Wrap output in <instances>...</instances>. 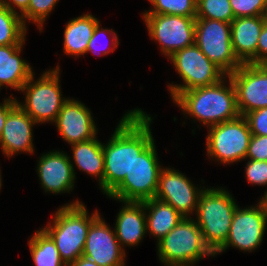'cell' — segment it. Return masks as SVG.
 Segmentation results:
<instances>
[{
  "mask_svg": "<svg viewBox=\"0 0 267 266\" xmlns=\"http://www.w3.org/2000/svg\"><path fill=\"white\" fill-rule=\"evenodd\" d=\"M37 166L45 192L61 194L73 190L76 173L70 157L65 152L53 150L42 154Z\"/></svg>",
  "mask_w": 267,
  "mask_h": 266,
  "instance_id": "e0dca14e",
  "label": "cell"
},
{
  "mask_svg": "<svg viewBox=\"0 0 267 266\" xmlns=\"http://www.w3.org/2000/svg\"><path fill=\"white\" fill-rule=\"evenodd\" d=\"M151 121L142 109L130 110L122 117L108 143L102 144L104 194L108 195L125 178L136 157L154 141Z\"/></svg>",
  "mask_w": 267,
  "mask_h": 266,
  "instance_id": "6da1fadb",
  "label": "cell"
},
{
  "mask_svg": "<svg viewBox=\"0 0 267 266\" xmlns=\"http://www.w3.org/2000/svg\"><path fill=\"white\" fill-rule=\"evenodd\" d=\"M157 247L159 260L167 266H193L205 256H215L191 217H184Z\"/></svg>",
  "mask_w": 267,
  "mask_h": 266,
  "instance_id": "5b68a950",
  "label": "cell"
},
{
  "mask_svg": "<svg viewBox=\"0 0 267 266\" xmlns=\"http://www.w3.org/2000/svg\"><path fill=\"white\" fill-rule=\"evenodd\" d=\"M153 9L144 14H166L196 17L197 0H148Z\"/></svg>",
  "mask_w": 267,
  "mask_h": 266,
  "instance_id": "4316f807",
  "label": "cell"
},
{
  "mask_svg": "<svg viewBox=\"0 0 267 266\" xmlns=\"http://www.w3.org/2000/svg\"><path fill=\"white\" fill-rule=\"evenodd\" d=\"M60 67L45 73L34 80V73L22 86L25 102H16L37 124L55 122L59 111L69 98H63L59 83Z\"/></svg>",
  "mask_w": 267,
  "mask_h": 266,
  "instance_id": "8992f818",
  "label": "cell"
},
{
  "mask_svg": "<svg viewBox=\"0 0 267 266\" xmlns=\"http://www.w3.org/2000/svg\"><path fill=\"white\" fill-rule=\"evenodd\" d=\"M252 134L244 116L209 127L206 137L208 157L223 164L245 159Z\"/></svg>",
  "mask_w": 267,
  "mask_h": 266,
  "instance_id": "30bf717a",
  "label": "cell"
},
{
  "mask_svg": "<svg viewBox=\"0 0 267 266\" xmlns=\"http://www.w3.org/2000/svg\"><path fill=\"white\" fill-rule=\"evenodd\" d=\"M248 160L245 169L247 181L250 184L267 185V161Z\"/></svg>",
  "mask_w": 267,
  "mask_h": 266,
  "instance_id": "1f68e13d",
  "label": "cell"
},
{
  "mask_svg": "<svg viewBox=\"0 0 267 266\" xmlns=\"http://www.w3.org/2000/svg\"><path fill=\"white\" fill-rule=\"evenodd\" d=\"M98 215V210L88 215L86 206L76 200L61 206L52 216L53 222L42 228L53 239L66 266L82 256L91 222Z\"/></svg>",
  "mask_w": 267,
  "mask_h": 266,
  "instance_id": "3957f363",
  "label": "cell"
},
{
  "mask_svg": "<svg viewBox=\"0 0 267 266\" xmlns=\"http://www.w3.org/2000/svg\"><path fill=\"white\" fill-rule=\"evenodd\" d=\"M58 2L59 0H30L27 9L21 14L24 25L26 26V21L35 22L39 31L42 32L45 19Z\"/></svg>",
  "mask_w": 267,
  "mask_h": 266,
  "instance_id": "f1b7e54d",
  "label": "cell"
},
{
  "mask_svg": "<svg viewBox=\"0 0 267 266\" xmlns=\"http://www.w3.org/2000/svg\"><path fill=\"white\" fill-rule=\"evenodd\" d=\"M259 201L262 203V205L265 207L267 211V191L265 192L264 196Z\"/></svg>",
  "mask_w": 267,
  "mask_h": 266,
  "instance_id": "f35d334b",
  "label": "cell"
},
{
  "mask_svg": "<svg viewBox=\"0 0 267 266\" xmlns=\"http://www.w3.org/2000/svg\"><path fill=\"white\" fill-rule=\"evenodd\" d=\"M227 79L228 86L224 83L227 80L223 78L214 85L184 91L174 102L183 110L184 115L196 118L207 127L233 120L240 114L234 85L229 76Z\"/></svg>",
  "mask_w": 267,
  "mask_h": 266,
  "instance_id": "7a4b0ae2",
  "label": "cell"
},
{
  "mask_svg": "<svg viewBox=\"0 0 267 266\" xmlns=\"http://www.w3.org/2000/svg\"><path fill=\"white\" fill-rule=\"evenodd\" d=\"M124 206L118 213L115 234L121 248L136 246L147 234L146 214L144 203L135 201H122Z\"/></svg>",
  "mask_w": 267,
  "mask_h": 266,
  "instance_id": "ffe728a7",
  "label": "cell"
},
{
  "mask_svg": "<svg viewBox=\"0 0 267 266\" xmlns=\"http://www.w3.org/2000/svg\"><path fill=\"white\" fill-rule=\"evenodd\" d=\"M37 123L16 104L8 113L0 136L3 154L11 157L17 152L34 153L32 127Z\"/></svg>",
  "mask_w": 267,
  "mask_h": 266,
  "instance_id": "ac0fdd59",
  "label": "cell"
},
{
  "mask_svg": "<svg viewBox=\"0 0 267 266\" xmlns=\"http://www.w3.org/2000/svg\"><path fill=\"white\" fill-rule=\"evenodd\" d=\"M228 76L235 88L241 116L267 107V65L242 64Z\"/></svg>",
  "mask_w": 267,
  "mask_h": 266,
  "instance_id": "4fadbf2b",
  "label": "cell"
},
{
  "mask_svg": "<svg viewBox=\"0 0 267 266\" xmlns=\"http://www.w3.org/2000/svg\"><path fill=\"white\" fill-rule=\"evenodd\" d=\"M146 215L147 232L157 238L159 242L166 236L184 217L177 210L163 201L152 198L143 201Z\"/></svg>",
  "mask_w": 267,
  "mask_h": 266,
  "instance_id": "603a6c76",
  "label": "cell"
},
{
  "mask_svg": "<svg viewBox=\"0 0 267 266\" xmlns=\"http://www.w3.org/2000/svg\"><path fill=\"white\" fill-rule=\"evenodd\" d=\"M98 23L99 20L89 13L67 22L64 30L65 54L77 57L86 54L88 42Z\"/></svg>",
  "mask_w": 267,
  "mask_h": 266,
  "instance_id": "7402d4cb",
  "label": "cell"
},
{
  "mask_svg": "<svg viewBox=\"0 0 267 266\" xmlns=\"http://www.w3.org/2000/svg\"><path fill=\"white\" fill-rule=\"evenodd\" d=\"M257 64L267 65V18L265 16L257 43Z\"/></svg>",
  "mask_w": 267,
  "mask_h": 266,
  "instance_id": "e575fe53",
  "label": "cell"
},
{
  "mask_svg": "<svg viewBox=\"0 0 267 266\" xmlns=\"http://www.w3.org/2000/svg\"><path fill=\"white\" fill-rule=\"evenodd\" d=\"M264 16L240 17L231 22V42L234 54L242 64H257V43Z\"/></svg>",
  "mask_w": 267,
  "mask_h": 266,
  "instance_id": "d6986e66",
  "label": "cell"
},
{
  "mask_svg": "<svg viewBox=\"0 0 267 266\" xmlns=\"http://www.w3.org/2000/svg\"><path fill=\"white\" fill-rule=\"evenodd\" d=\"M203 189V190H202ZM186 175L172 168H162L155 198L173 206L182 217L196 211L201 193Z\"/></svg>",
  "mask_w": 267,
  "mask_h": 266,
  "instance_id": "5bb4252c",
  "label": "cell"
},
{
  "mask_svg": "<svg viewBox=\"0 0 267 266\" xmlns=\"http://www.w3.org/2000/svg\"><path fill=\"white\" fill-rule=\"evenodd\" d=\"M26 30L19 12L11 11L0 1V45L24 44Z\"/></svg>",
  "mask_w": 267,
  "mask_h": 266,
  "instance_id": "484cf974",
  "label": "cell"
},
{
  "mask_svg": "<svg viewBox=\"0 0 267 266\" xmlns=\"http://www.w3.org/2000/svg\"><path fill=\"white\" fill-rule=\"evenodd\" d=\"M16 97H9L4 100L3 104L0 103V136L3 131V127L10 110L17 104Z\"/></svg>",
  "mask_w": 267,
  "mask_h": 266,
  "instance_id": "d590c367",
  "label": "cell"
},
{
  "mask_svg": "<svg viewBox=\"0 0 267 266\" xmlns=\"http://www.w3.org/2000/svg\"><path fill=\"white\" fill-rule=\"evenodd\" d=\"M267 224V211L259 201L257 206L236 208L226 242L215 252H225L230 246L252 252L263 241Z\"/></svg>",
  "mask_w": 267,
  "mask_h": 266,
  "instance_id": "7c38bea8",
  "label": "cell"
},
{
  "mask_svg": "<svg viewBox=\"0 0 267 266\" xmlns=\"http://www.w3.org/2000/svg\"><path fill=\"white\" fill-rule=\"evenodd\" d=\"M194 43L227 76L242 65L232 48L231 23L196 19Z\"/></svg>",
  "mask_w": 267,
  "mask_h": 266,
  "instance_id": "9c48e42d",
  "label": "cell"
},
{
  "mask_svg": "<svg viewBox=\"0 0 267 266\" xmlns=\"http://www.w3.org/2000/svg\"><path fill=\"white\" fill-rule=\"evenodd\" d=\"M29 247L36 266H66L53 239L43 229L33 234Z\"/></svg>",
  "mask_w": 267,
  "mask_h": 266,
  "instance_id": "d4e9b609",
  "label": "cell"
},
{
  "mask_svg": "<svg viewBox=\"0 0 267 266\" xmlns=\"http://www.w3.org/2000/svg\"><path fill=\"white\" fill-rule=\"evenodd\" d=\"M267 161V136L252 135L245 159Z\"/></svg>",
  "mask_w": 267,
  "mask_h": 266,
  "instance_id": "836d02e7",
  "label": "cell"
},
{
  "mask_svg": "<svg viewBox=\"0 0 267 266\" xmlns=\"http://www.w3.org/2000/svg\"><path fill=\"white\" fill-rule=\"evenodd\" d=\"M234 18L265 16L267 0H230Z\"/></svg>",
  "mask_w": 267,
  "mask_h": 266,
  "instance_id": "f546056e",
  "label": "cell"
},
{
  "mask_svg": "<svg viewBox=\"0 0 267 266\" xmlns=\"http://www.w3.org/2000/svg\"><path fill=\"white\" fill-rule=\"evenodd\" d=\"M5 4L11 11L17 12L15 7L20 10V15L27 9L30 0H0ZM15 6V7H14Z\"/></svg>",
  "mask_w": 267,
  "mask_h": 266,
  "instance_id": "8d00e7d4",
  "label": "cell"
},
{
  "mask_svg": "<svg viewBox=\"0 0 267 266\" xmlns=\"http://www.w3.org/2000/svg\"><path fill=\"white\" fill-rule=\"evenodd\" d=\"M115 33L116 32L112 29L111 30L110 29H103V28L101 29L100 22H99L94 29V32H93V35H92L90 41L88 42V47H87L86 53H89V52L94 53V54L98 53L97 55H102V56L104 55L105 56L108 53L114 51L117 48V46L120 44L118 41L119 38H118L117 34H115ZM106 34H109L110 36L112 35V37L109 36V38H111V40H110L111 46H110V48L109 47L103 48L102 47L104 45V43H103V45L100 44V46L102 47V49H101V47L99 46V43L101 41H99V40H100V37L105 38Z\"/></svg>",
  "mask_w": 267,
  "mask_h": 266,
  "instance_id": "4dcf8cb0",
  "label": "cell"
},
{
  "mask_svg": "<svg viewBox=\"0 0 267 266\" xmlns=\"http://www.w3.org/2000/svg\"><path fill=\"white\" fill-rule=\"evenodd\" d=\"M60 136L70 145L96 137L91 111L79 100L68 99L54 122Z\"/></svg>",
  "mask_w": 267,
  "mask_h": 266,
  "instance_id": "2e32d148",
  "label": "cell"
},
{
  "mask_svg": "<svg viewBox=\"0 0 267 266\" xmlns=\"http://www.w3.org/2000/svg\"><path fill=\"white\" fill-rule=\"evenodd\" d=\"M252 135L267 136V107L244 115Z\"/></svg>",
  "mask_w": 267,
  "mask_h": 266,
  "instance_id": "d6a6232c",
  "label": "cell"
},
{
  "mask_svg": "<svg viewBox=\"0 0 267 266\" xmlns=\"http://www.w3.org/2000/svg\"><path fill=\"white\" fill-rule=\"evenodd\" d=\"M237 207L232 195L224 188H205L201 193L195 222L214 253L226 242Z\"/></svg>",
  "mask_w": 267,
  "mask_h": 266,
  "instance_id": "277c9868",
  "label": "cell"
},
{
  "mask_svg": "<svg viewBox=\"0 0 267 266\" xmlns=\"http://www.w3.org/2000/svg\"><path fill=\"white\" fill-rule=\"evenodd\" d=\"M71 146L74 163L80 170L99 178L100 189L103 191L104 152L102 143L95 137Z\"/></svg>",
  "mask_w": 267,
  "mask_h": 266,
  "instance_id": "cb8c5ba5",
  "label": "cell"
},
{
  "mask_svg": "<svg viewBox=\"0 0 267 266\" xmlns=\"http://www.w3.org/2000/svg\"><path fill=\"white\" fill-rule=\"evenodd\" d=\"M83 256L98 266H124L125 250L121 248L115 230H111L99 214L90 225Z\"/></svg>",
  "mask_w": 267,
  "mask_h": 266,
  "instance_id": "9a60e30c",
  "label": "cell"
},
{
  "mask_svg": "<svg viewBox=\"0 0 267 266\" xmlns=\"http://www.w3.org/2000/svg\"><path fill=\"white\" fill-rule=\"evenodd\" d=\"M151 39L158 42L162 54L173 53L194 44L196 17L166 14H142Z\"/></svg>",
  "mask_w": 267,
  "mask_h": 266,
  "instance_id": "8fae6325",
  "label": "cell"
},
{
  "mask_svg": "<svg viewBox=\"0 0 267 266\" xmlns=\"http://www.w3.org/2000/svg\"><path fill=\"white\" fill-rule=\"evenodd\" d=\"M2 187L1 171H0V188Z\"/></svg>",
  "mask_w": 267,
  "mask_h": 266,
  "instance_id": "ab89813d",
  "label": "cell"
},
{
  "mask_svg": "<svg viewBox=\"0 0 267 266\" xmlns=\"http://www.w3.org/2000/svg\"><path fill=\"white\" fill-rule=\"evenodd\" d=\"M172 61L184 84H169L173 101L184 91L218 83L227 75L210 61L194 43L173 53Z\"/></svg>",
  "mask_w": 267,
  "mask_h": 266,
  "instance_id": "ba28073f",
  "label": "cell"
},
{
  "mask_svg": "<svg viewBox=\"0 0 267 266\" xmlns=\"http://www.w3.org/2000/svg\"><path fill=\"white\" fill-rule=\"evenodd\" d=\"M196 19H213L231 23L235 18L230 0H197Z\"/></svg>",
  "mask_w": 267,
  "mask_h": 266,
  "instance_id": "83f0119b",
  "label": "cell"
},
{
  "mask_svg": "<svg viewBox=\"0 0 267 266\" xmlns=\"http://www.w3.org/2000/svg\"><path fill=\"white\" fill-rule=\"evenodd\" d=\"M23 44L0 45V88L6 85L18 91L34 73L20 57Z\"/></svg>",
  "mask_w": 267,
  "mask_h": 266,
  "instance_id": "44dd1931",
  "label": "cell"
},
{
  "mask_svg": "<svg viewBox=\"0 0 267 266\" xmlns=\"http://www.w3.org/2000/svg\"><path fill=\"white\" fill-rule=\"evenodd\" d=\"M70 266H98V265L91 259L82 255L79 258H77Z\"/></svg>",
  "mask_w": 267,
  "mask_h": 266,
  "instance_id": "74e56055",
  "label": "cell"
},
{
  "mask_svg": "<svg viewBox=\"0 0 267 266\" xmlns=\"http://www.w3.org/2000/svg\"><path fill=\"white\" fill-rule=\"evenodd\" d=\"M154 141L134 160L125 178L107 195L117 201L143 202L155 198L161 165Z\"/></svg>",
  "mask_w": 267,
  "mask_h": 266,
  "instance_id": "52a82bcc",
  "label": "cell"
}]
</instances>
